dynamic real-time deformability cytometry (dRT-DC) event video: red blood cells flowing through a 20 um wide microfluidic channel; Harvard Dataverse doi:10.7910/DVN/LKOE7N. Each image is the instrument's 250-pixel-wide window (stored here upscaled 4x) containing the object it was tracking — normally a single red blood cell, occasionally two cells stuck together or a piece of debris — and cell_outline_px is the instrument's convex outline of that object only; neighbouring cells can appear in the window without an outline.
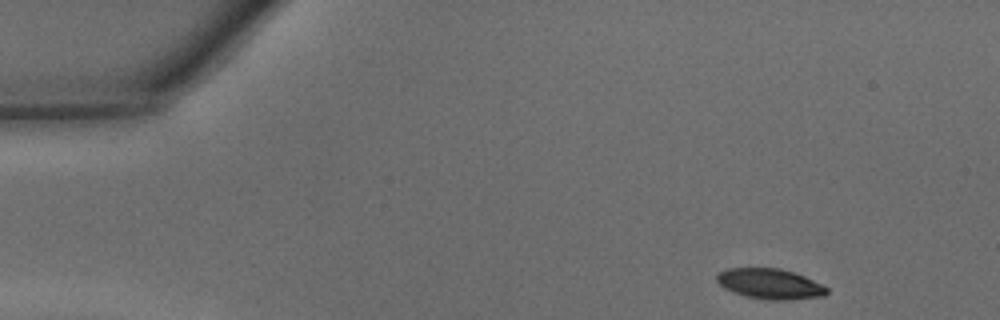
{"species": "common noctule bat (a hibernating species)", "species_latin": "Nyctalus noctula", "temperature_condition": "warm", "stored_images_in_passage": 7, "camera_frame_rate_fps": 3000, "um_per_image_px": 0.085, "animal": {"sex": "male", "body_mass_g": 15.6}, "frame": {"image": 1, "passage_image": 1, "time_ms": 0.0, "image_size_px": [1000, 320], "cell_outline_px": [[828, 292], [824, 296], [788, 300], [772, 300], [748, 296], [724, 288], [716, 280], [716, 276], [720, 272], [728, 268], [780, 268], [804, 276], [828, 288]], "centroid_in_image_um": [65.46, 24.12], "position_along_channel_um": 19.5, "area_um2": 19.13}}